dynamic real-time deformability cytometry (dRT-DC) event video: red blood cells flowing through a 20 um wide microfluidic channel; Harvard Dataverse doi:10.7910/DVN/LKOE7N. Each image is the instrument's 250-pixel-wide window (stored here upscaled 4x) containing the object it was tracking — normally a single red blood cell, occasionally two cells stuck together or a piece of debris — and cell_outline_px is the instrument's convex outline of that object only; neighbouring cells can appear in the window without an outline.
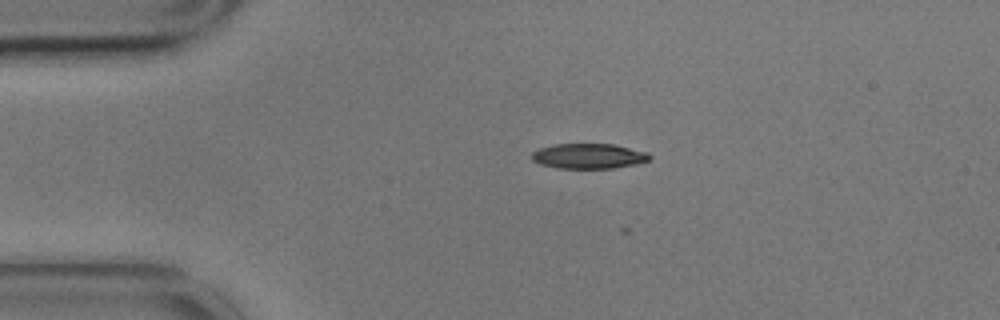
{"species": "common noctule bat (a hibernating species)", "species_latin": "Nyctalus noctula", "temperature_condition": "cold", "stored_images_in_passage": 8, "camera_frame_rate_fps": 3000, "um_per_image_px": 0.085, "animal": {"sex": "male", "body_mass_g": 17.9}, "frame": {"image": 1, "passage_image": 2, "time_ms": 0.333, "image_size_px": [1000, 320], "cell_outline_px": [[652, 156], [648, 160], [636, 164], [616, 168], [556, 168], [540, 164], [532, 160], [532, 152], [540, 148], [552, 144], [612, 144], [648, 152]], "centroid_in_image_um": [50.03, 13.27], "position_along_channel_um": 35.0, "area_um2": 17.28}}
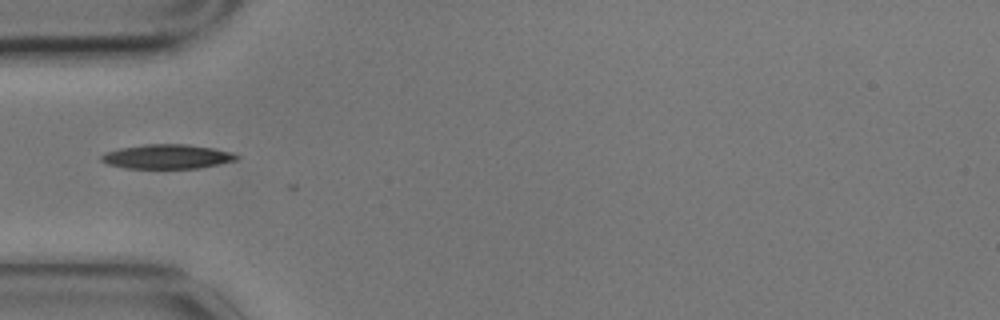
{"frame": {"image": 2, "passage_image": 4, "time_ms": 1.0, "image_size_px": [1000, 320], "cell_outline_px": [[240, 156], [236, 160], [196, 168], [124, 168], [108, 164], [100, 160], [100, 156], [104, 152], [120, 148], [144, 144], [188, 144], [212, 148], [232, 152]], "centroid_in_image_um": [14.16, 13.3], "position_along_channel_um": 70.8, "area_um2": 19.13}}